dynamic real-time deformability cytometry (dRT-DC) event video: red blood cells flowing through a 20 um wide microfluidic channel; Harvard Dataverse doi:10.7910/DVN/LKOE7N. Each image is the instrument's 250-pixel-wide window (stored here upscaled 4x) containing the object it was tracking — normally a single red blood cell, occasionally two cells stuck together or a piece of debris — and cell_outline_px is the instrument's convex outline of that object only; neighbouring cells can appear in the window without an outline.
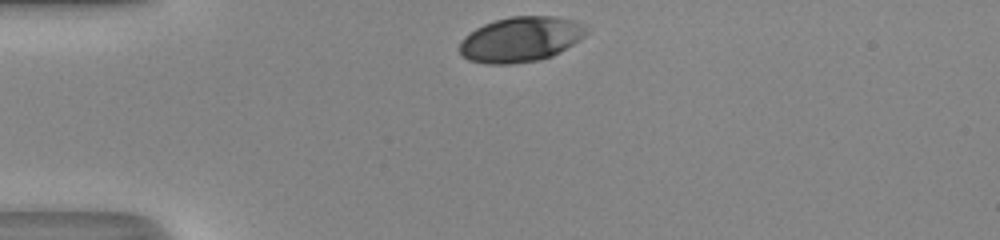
{"species": "human", "species_latin": "Homo sapiens", "temperature_condition": "room temperature", "stored_images_in_passage": 29, "camera_frame_rate_fps": 3000, "um_per_image_px": 0.085, "donor": {"sex": "male"}, "frame": {"image": 1, "passage_image": 1, "time_ms": 0.0, "image_size_px": [1000, 240], "cell_outline_px": [[588, 32], [580, 40], [560, 52], [552, 56], [540, 60], [512, 64], [484, 64], [468, 60], [460, 56], [460, 40], [464, 36], [476, 28], [484, 24], [496, 20], [512, 16], [556, 16], [572, 20], [580, 24]], "centroid_in_image_um": [44.22, 3.36], "position_along_channel_um": 40.8, "area_um2": 33.47}}
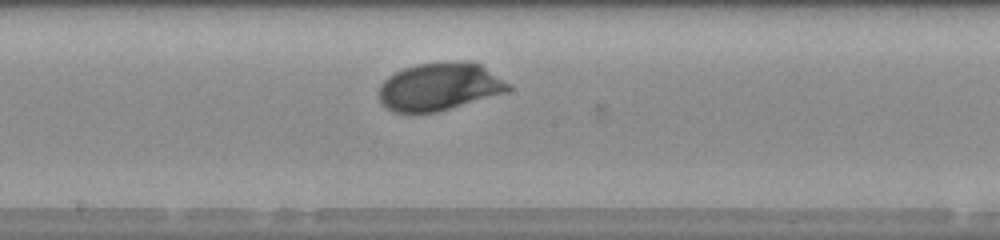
{"frame": {"image": 2, "passage_image": 16, "time_ms": 5.0, "image_size_px": [1000, 240], "cell_outline_px": [[512, 88], [504, 92], [436, 112], [392, 112], [380, 100], [380, 84], [388, 76], [404, 68], [416, 64], [444, 60], [468, 60], [480, 64], [512, 84]], "centroid_in_image_um": [37.37, 7.32], "position_along_channel_um": 210.8, "area_um2": 36.01}}
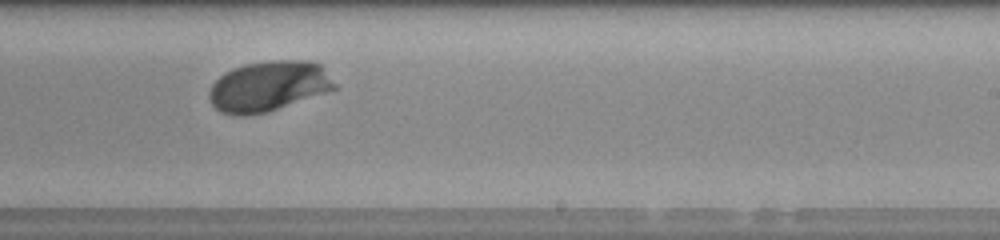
{"frame": {"image": 3, "passage_image": 20, "time_ms": 6.333, "image_size_px": [1000, 240], "cell_outline_px": [[336, 88], [268, 112], [248, 116], [236, 116], [220, 112], [212, 104], [208, 96], [208, 92], [212, 84], [224, 72], [232, 68], [244, 64], [268, 60], [312, 60], [320, 64], [336, 84]], "centroid_in_image_um": [22.78, 7.32], "position_along_channel_um": 266.2, "area_um2": 36.93}, "authors_computed_cell_mechanics": {"area_um2": 34.6222, "velocity_mm_per_s": 4.1582, "shape_relaxation_time_tau1_ms": 2.2454, "shape_relaxation_time_tau2_ms": null, "deformation_change_tau1": 0.1187, "deformation_change_tau2": null}}